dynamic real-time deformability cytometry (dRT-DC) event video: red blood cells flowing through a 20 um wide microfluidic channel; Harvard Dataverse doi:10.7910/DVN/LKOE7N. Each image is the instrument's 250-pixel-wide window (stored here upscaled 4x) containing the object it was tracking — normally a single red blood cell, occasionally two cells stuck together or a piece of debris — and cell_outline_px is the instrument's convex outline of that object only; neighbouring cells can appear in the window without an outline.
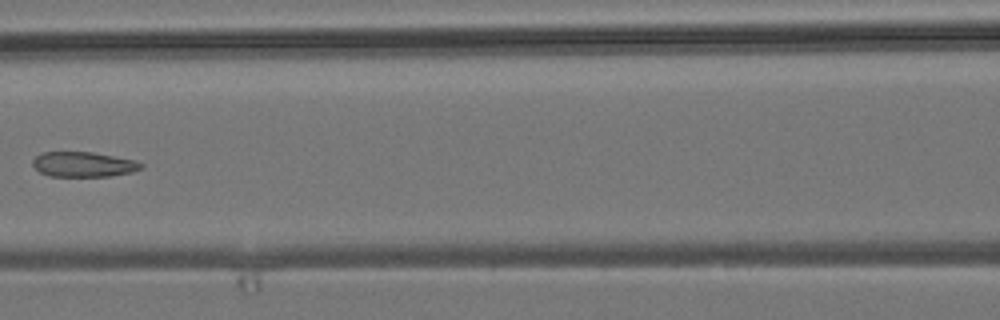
{"species": "common noctule bat (a hibernating species)", "species_latin": "Nyctalus noctula", "temperature_condition": "room temperature", "stored_images_in_passage": 5, "camera_frame_rate_fps": 3000, "um_per_image_px": 0.085, "animal": {"sex": "male", "body_mass_g": 19.2, "forearm_length_mm": 51.8}, "frame": {"image": 1, "passage_image": 5, "time_ms": 4.667, "image_size_px": [1000, 320], "cell_outline_px": [[144, 168], [132, 172], [112, 176], [48, 176], [40, 172], [32, 164], [32, 160], [40, 152], [92, 152], [136, 160], [144, 164]], "centroid_in_image_um": [7.12, 13.97], "position_along_channel_um": 159.5, "area_um2": 15.95}}